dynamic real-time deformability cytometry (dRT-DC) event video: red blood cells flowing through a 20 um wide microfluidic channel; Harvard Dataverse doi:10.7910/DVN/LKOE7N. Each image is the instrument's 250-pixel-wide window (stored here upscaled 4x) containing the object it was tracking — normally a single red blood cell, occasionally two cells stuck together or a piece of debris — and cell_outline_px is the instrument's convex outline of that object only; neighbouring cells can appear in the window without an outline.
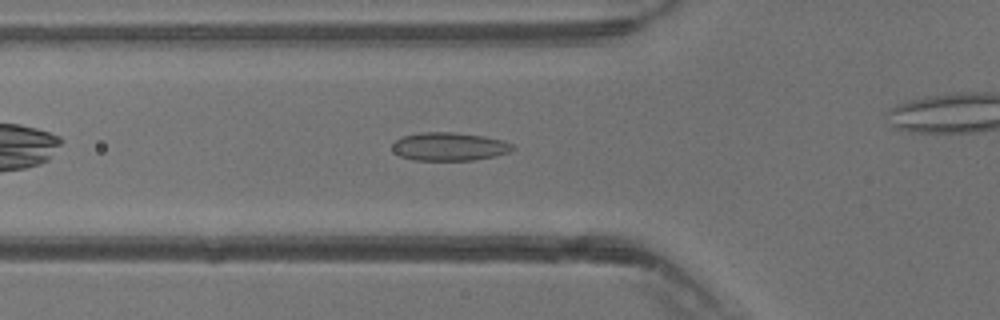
{"species": "common noctule bat (a hibernating species)", "species_latin": "Nyctalus noctula", "temperature_condition": "warm", "stored_images_in_passage": 26, "camera_frame_rate_fps": 3000, "um_per_image_px": 0.085, "animal": {"sex": "male", "body_mass_g": 13.3}, "frame": {"image": 1, "passage_image": 7, "time_ms": 2.0, "image_size_px": [1000, 320], "cell_outline_px": [[516, 148], [508, 152], [496, 156], [472, 160], [412, 160], [400, 156], [392, 148], [392, 144], [396, 140], [404, 136], [420, 132], [452, 132], [484, 136], [500, 140], [512, 144]], "centroid_in_image_um": [38.18, 12.46], "position_along_channel_um": 87.6, "area_um2": 19.71}}
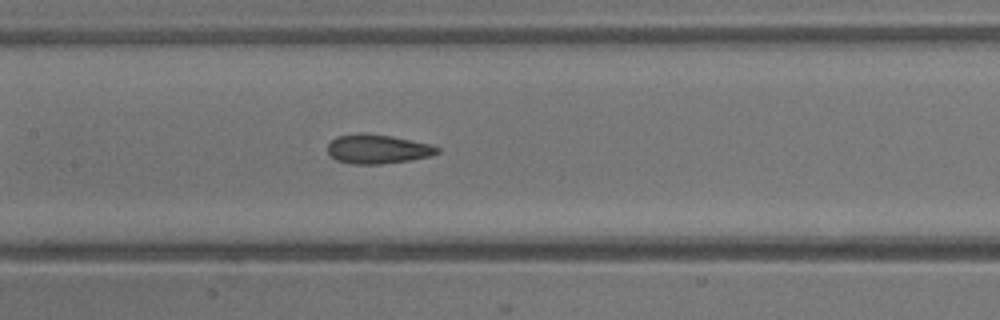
{"frame": {"image": 2, "passage_image": 12, "time_ms": 3.667, "image_size_px": [1000, 320], "cell_outline_px": [[440, 152], [432, 156], [412, 160], [380, 164], [352, 164], [336, 160], [328, 152], [328, 144], [336, 136], [388, 136], [432, 144], [440, 148]], "centroid_in_image_um": [32.18, 12.72], "position_along_channel_um": 175.2, "area_um2": 17.98}}
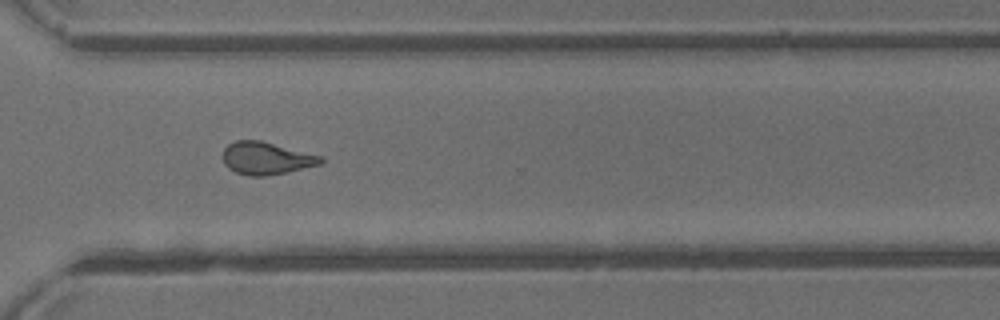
{"frame": {"image": 3, "passage_image": 22, "time_ms": 7.0, "image_size_px": [1000, 320], "cell_outline_px": [[324, 160], [320, 164], [284, 172], [264, 176], [248, 176], [236, 172], [228, 168], [224, 164], [224, 148], [228, 144], [236, 140], [260, 140], [324, 156]], "centroid_in_image_um": [22.63, 13.44], "position_along_channel_um": 348.0, "area_um2": 18.44}}